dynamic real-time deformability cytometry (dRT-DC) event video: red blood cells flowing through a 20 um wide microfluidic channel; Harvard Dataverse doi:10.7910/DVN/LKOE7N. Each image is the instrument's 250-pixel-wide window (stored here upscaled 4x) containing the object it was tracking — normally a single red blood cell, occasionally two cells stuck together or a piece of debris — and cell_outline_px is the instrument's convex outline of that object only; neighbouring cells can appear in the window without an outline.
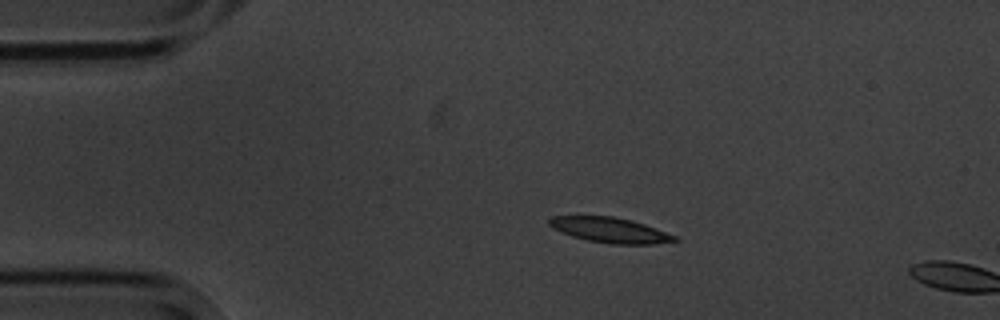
{"species": "common noctule bat (a hibernating species)", "species_latin": "Nyctalus noctula", "temperature_condition": "cold", "stored_images_in_passage": 5, "camera_frame_rate_fps": 3000, "um_per_image_px": 0.085, "animal": {"sex": "male", "body_mass_g": 20.1, "forearm_length_mm": 53.5}, "frame": {"image": 1, "passage_image": 4, "time_ms": 3.333, "image_size_px": [1000, 320], "cell_outline_px": [[680, 240], [652, 244], [608, 244], [588, 240], [572, 236], [552, 228], [548, 224], [548, 220], [552, 216], [612, 216], [632, 220], [656, 228], [676, 236]], "centroid_in_image_um": [51.85, 19.55], "position_along_channel_um": 33.2, "area_um2": 18.38}}